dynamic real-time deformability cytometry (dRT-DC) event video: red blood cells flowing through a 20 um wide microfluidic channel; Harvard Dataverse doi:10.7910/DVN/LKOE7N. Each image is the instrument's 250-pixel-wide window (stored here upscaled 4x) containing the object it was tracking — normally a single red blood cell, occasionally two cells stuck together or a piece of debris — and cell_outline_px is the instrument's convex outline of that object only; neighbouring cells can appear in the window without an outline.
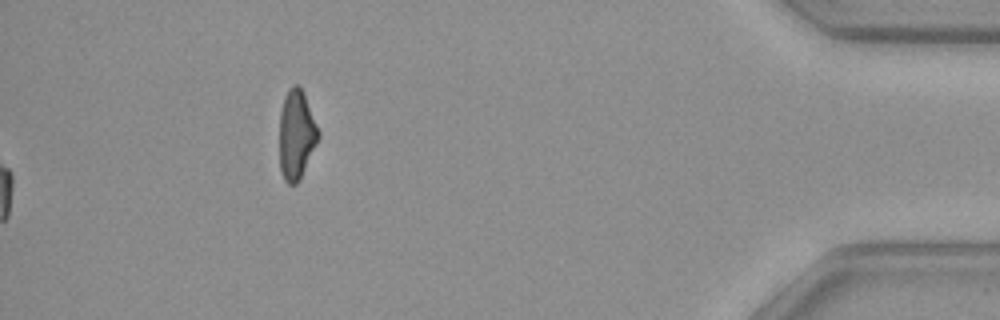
{"species": "common noctule bat (a hibernating species)", "species_latin": "Nyctalus noctula", "temperature_condition": "warm", "stored_images_in_passage": 50, "camera_frame_rate_fps": 3000, "um_per_image_px": 0.085, "animal": {"sex": "female", "body_mass_g": 29.2, "forearm_length_mm": 56.3}, "frame": {"image": 1, "passage_image": 50, "time_ms": 16.333, "image_size_px": [1000, 320], "cell_outline_px": [[320, 136], [300, 180], [296, 184], [288, 184], [284, 180], [280, 168], [280, 112], [284, 96], [288, 88], [292, 84], [300, 84], [304, 92], [320, 132]], "centroid_in_image_um": [25.2, 11.41], "position_along_channel_um": 410.0, "area_um2": 20.52}, "authors_computed_cell_mechanics": {"area_um2": 23.0622, "velocity_mm_per_s": 3.9584, "shape_relaxation_time_tau1_ms": 10.7952, "shape_relaxation_time_tau2_ms": 5.5619, "deformation_change_tau1": 0.1947, "deformation_change_tau2": 0.1114}}